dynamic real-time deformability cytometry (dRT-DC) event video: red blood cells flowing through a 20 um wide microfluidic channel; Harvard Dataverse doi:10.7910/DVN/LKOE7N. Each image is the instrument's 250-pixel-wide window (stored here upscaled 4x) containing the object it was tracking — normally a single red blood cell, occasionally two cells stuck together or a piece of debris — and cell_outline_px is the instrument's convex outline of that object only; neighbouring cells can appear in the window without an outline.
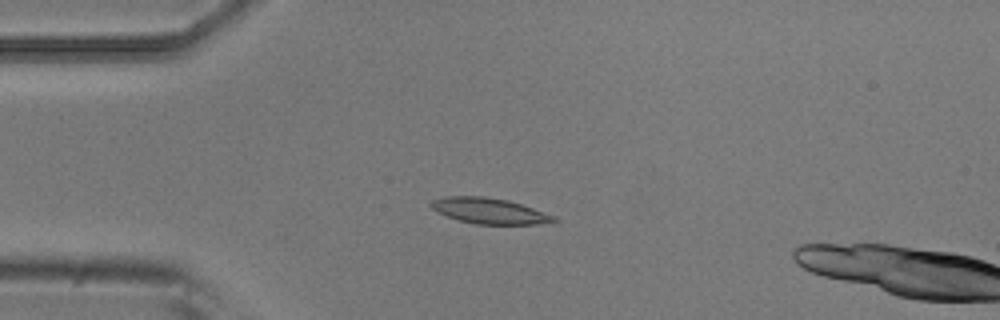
{"species": "common noctule bat (a hibernating species)", "species_latin": "Nyctalus noctula", "temperature_condition": "room temperature", "stored_images_in_passage": 6, "camera_frame_rate_fps": 3000, "um_per_image_px": 0.085, "animal": {"sex": "male", "body_mass_g": 20.5, "forearm_length_mm": 52.5}, "frame": {"image": 1, "passage_image": 4, "time_ms": 1.0, "image_size_px": [1000, 320], "cell_outline_px": [[560, 220], [536, 224], [476, 224], [460, 220], [448, 216], [432, 208], [428, 204], [432, 200], [444, 196], [484, 196], [508, 200], [556, 216]], "centroid_in_image_um": [41.59, 17.91], "position_along_channel_um": 43.4, "area_um2": 18.21}}
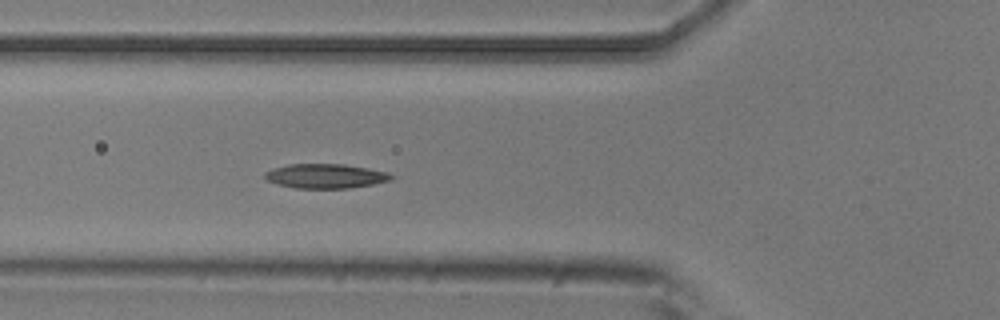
{"frame": {"image": 2, "passage_image": 6, "time_ms": 1.667, "image_size_px": [1000, 320], "cell_outline_px": [[392, 180], [372, 184], [348, 188], [296, 188], [280, 184], [268, 180], [264, 176], [264, 172], [272, 168], [288, 164], [344, 164], [368, 168], [388, 172], [392, 176]], "centroid_in_image_um": [27.67, 14.95], "position_along_channel_um": 98.1, "area_um2": 17.86}}